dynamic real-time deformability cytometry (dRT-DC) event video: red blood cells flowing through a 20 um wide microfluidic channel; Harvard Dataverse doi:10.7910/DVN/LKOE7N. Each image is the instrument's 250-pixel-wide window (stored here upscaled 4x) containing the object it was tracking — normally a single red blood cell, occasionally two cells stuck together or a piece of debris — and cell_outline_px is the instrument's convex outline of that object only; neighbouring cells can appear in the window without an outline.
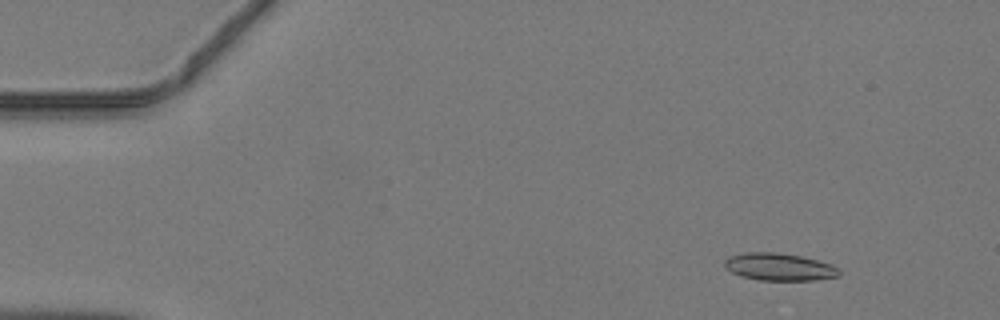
{"species": "common noctule bat (a hibernating species)", "species_latin": "Nyctalus noctula", "temperature_condition": "warm", "stored_images_in_passage": 47, "camera_frame_rate_fps": 3000, "um_per_image_px": 0.085, "animal": {"sex": "male", "body_mass_g": 19.2, "forearm_length_mm": 51.8}, "frame": {"image": 1, "passage_image": 6, "time_ms": 1.667, "image_size_px": [1000, 320], "cell_outline_px": [[840, 276], [816, 280], [760, 280], [740, 276], [724, 268], [724, 260], [728, 256], [744, 252], [776, 252], [800, 256], [832, 264], [840, 268]], "centroid_in_image_um": [66.22, 22.68], "position_along_channel_um": 18.8, "area_um2": 18.5}}
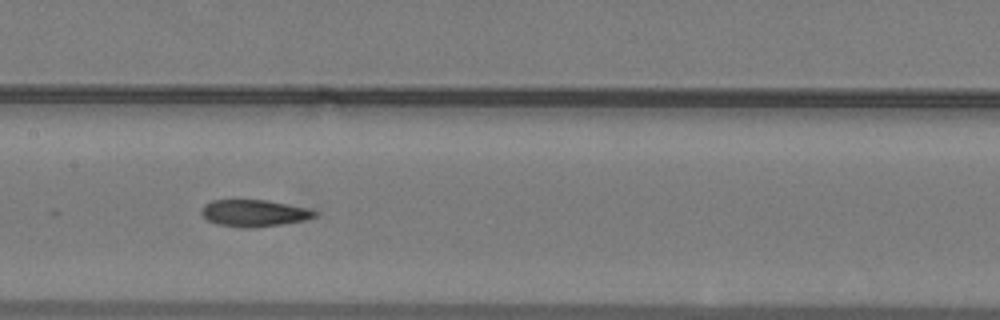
{"frame": {"image": 2, "passage_image": 24, "time_ms": 7.667, "image_size_px": [1000, 320], "cell_outline_px": [[316, 216], [304, 220], [256, 228], [244, 228], [216, 224], [208, 220], [200, 212], [204, 204], [212, 200], [268, 200], [308, 208], [316, 212]], "centroid_in_image_um": [21.57, 18.11], "position_along_channel_um": 185.8, "area_um2": 17.69}}
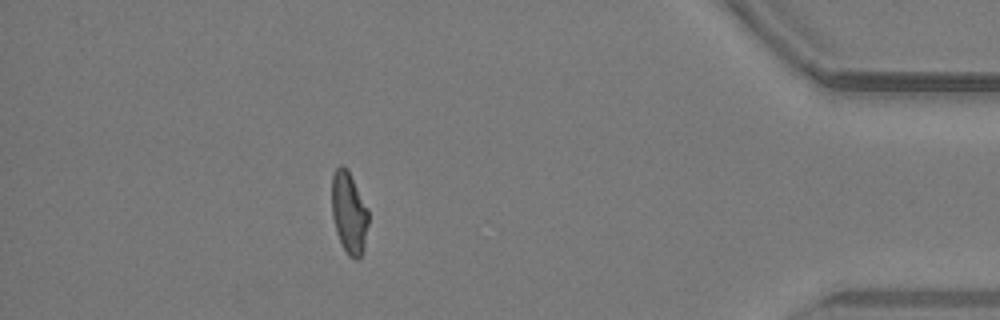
{"frame": {"image": 3, "passage_image": 42, "time_ms": 13.667, "image_size_px": [1000, 320], "cell_outline_px": [[368, 224], [364, 252], [356, 260], [348, 256], [336, 232], [332, 216], [332, 176], [336, 168], [340, 164], [348, 168], [368, 208]], "centroid_in_image_um": [29.68, 18.07], "position_along_channel_um": 405.5, "area_um2": 17.69}}